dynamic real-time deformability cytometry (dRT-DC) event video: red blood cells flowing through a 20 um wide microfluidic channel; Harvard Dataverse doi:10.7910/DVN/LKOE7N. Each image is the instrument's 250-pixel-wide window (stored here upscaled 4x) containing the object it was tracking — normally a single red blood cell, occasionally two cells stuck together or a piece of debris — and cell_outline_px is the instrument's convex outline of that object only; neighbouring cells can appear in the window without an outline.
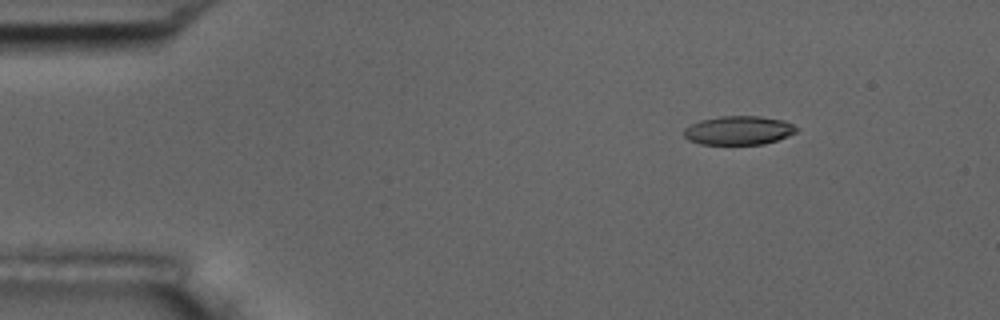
{"species": "common noctule bat (a hibernating species)", "species_latin": "Nyctalus noctula", "temperature_condition": "room temperature", "stored_images_in_passage": 4, "camera_frame_rate_fps": 3000, "um_per_image_px": 0.085, "animal": {"sex": "male", "body_mass_g": 17.5, "forearm_length_mm": 52.3}, "frame": {"image": 1, "passage_image": 2, "time_ms": 1.333, "image_size_px": [1000, 320], "cell_outline_px": [[800, 128], [796, 132], [776, 140], [764, 144], [700, 144], [688, 140], [684, 136], [684, 128], [700, 120], [720, 116], [760, 116], [784, 120]], "centroid_in_image_um": [62.78, 11.08], "position_along_channel_um": 22.2, "area_um2": 18.9}}
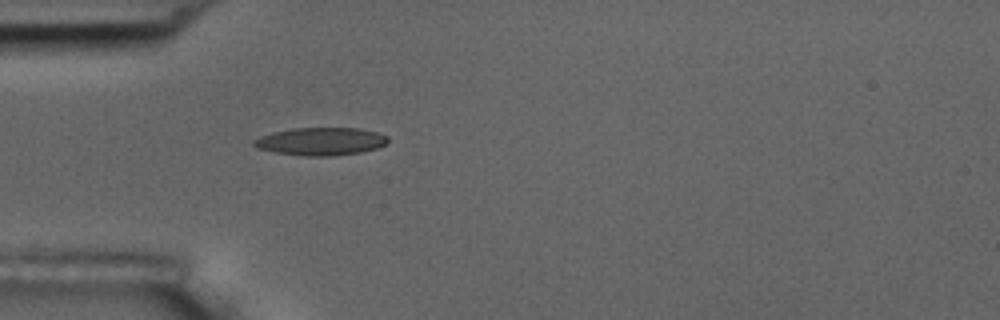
{"frame": {"image": 2, "passage_image": 4, "time_ms": 4.333, "image_size_px": [1000, 320], "cell_outline_px": [[388, 144], [376, 148], [360, 152], [332, 156], [304, 156], [276, 152], [256, 148], [252, 144], [252, 140], [260, 136], [272, 132], [292, 128], [356, 128], [376, 132], [388, 136]], "centroid_in_image_um": [27.24, 12.02], "position_along_channel_um": 57.8, "area_um2": 21.79}}